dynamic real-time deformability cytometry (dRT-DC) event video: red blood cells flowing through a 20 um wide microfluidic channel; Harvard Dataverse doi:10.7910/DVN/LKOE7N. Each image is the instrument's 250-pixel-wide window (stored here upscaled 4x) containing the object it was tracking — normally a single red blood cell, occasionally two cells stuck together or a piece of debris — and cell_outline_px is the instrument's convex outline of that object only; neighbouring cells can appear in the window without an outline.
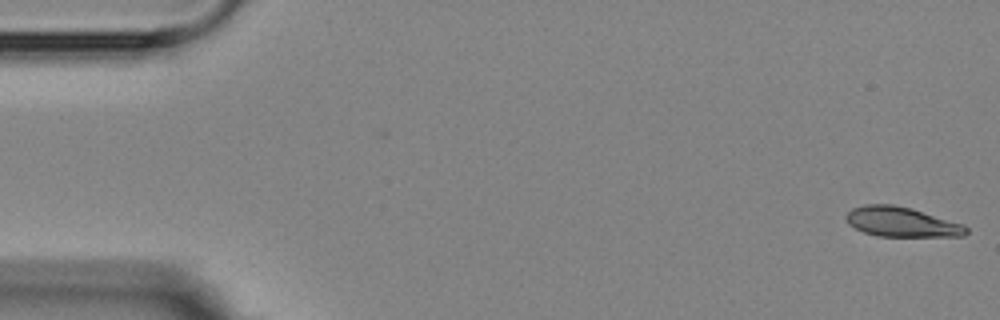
{"species": "Egyptian fruit bat (a non-hibernating species)", "species_latin": "Rousettus aegyptiacus", "temperature_condition": "room temperature", "stored_images_in_passage": 5, "camera_frame_rate_fps": 3000, "um_per_image_px": 0.085, "animal": {"sex": "female"}, "frame": {"image": 1, "passage_image": 1, "time_ms": 0.0, "image_size_px": [1000, 320], "cell_outline_px": [[968, 232], [964, 236], [876, 236], [864, 232], [848, 224], [844, 216], [852, 208], [864, 204], [892, 204], [912, 208], [964, 224], [968, 228]], "centroid_in_image_um": [76.63, 18.86], "position_along_channel_um": 8.4, "area_um2": 20.98}}
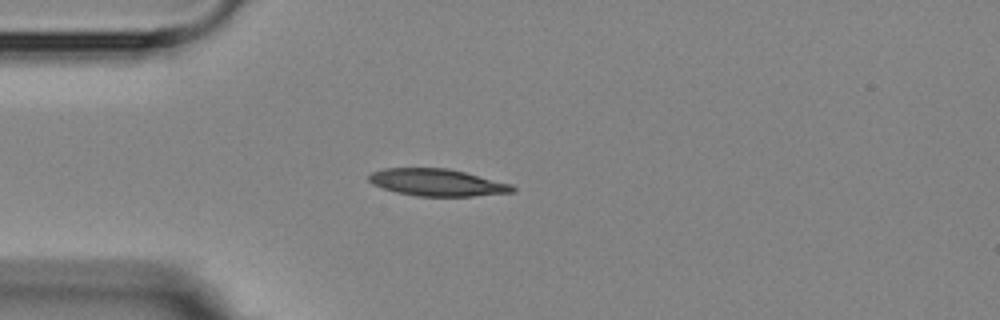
{"frame": {"image": 2, "passage_image": 5, "time_ms": 4.333, "image_size_px": [1000, 320], "cell_outline_px": [[516, 192], [472, 196], [416, 196], [396, 192], [372, 184], [368, 180], [368, 176], [372, 172], [384, 168], [448, 168], [512, 184], [516, 188]], "centroid_in_image_um": [37.17, 15.51], "position_along_channel_um": 47.8, "area_um2": 22.66}}